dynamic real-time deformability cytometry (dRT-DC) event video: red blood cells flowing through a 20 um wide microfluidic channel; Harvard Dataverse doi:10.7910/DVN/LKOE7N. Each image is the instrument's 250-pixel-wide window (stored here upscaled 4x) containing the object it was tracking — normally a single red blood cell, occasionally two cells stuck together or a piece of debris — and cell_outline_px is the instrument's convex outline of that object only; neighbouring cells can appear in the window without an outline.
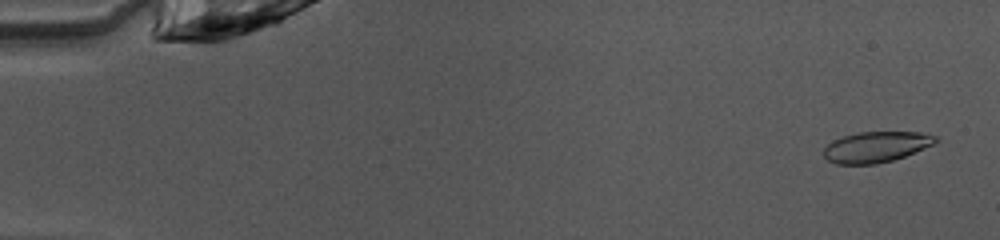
{"species": "common noctule bat (a hibernating species)", "species_latin": "Nyctalus noctula", "temperature_condition": "warm", "stored_images_in_passage": 49, "camera_frame_rate_fps": 3000, "um_per_image_px": 0.085, "animal": {"sex": "female", "body_mass_g": 10.0, "forearm_length_mm": 53.1}, "frame": {"image": 1, "passage_image": 2, "time_ms": 0.333, "image_size_px": [1000, 240], "cell_outline_px": [[940, 140], [932, 144], [904, 156], [892, 160], [876, 164], [836, 164], [828, 160], [824, 156], [824, 148], [832, 140], [844, 136], [860, 132], [920, 132], [936, 136]], "centroid_in_image_um": [74.44, 12.49], "position_along_channel_um": 10.6, "area_um2": 19.83}}
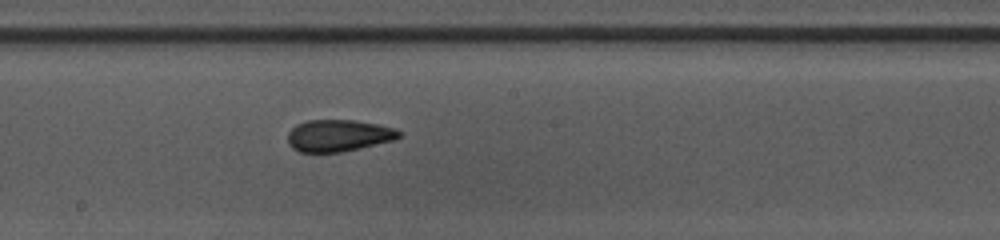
{"frame": {"image": 2, "passage_image": 27, "time_ms": 8.667, "image_size_px": [1000, 240], "cell_outline_px": [[400, 136], [396, 140], [340, 152], [300, 152], [292, 148], [288, 144], [288, 132], [296, 124], [308, 120], [356, 120], [396, 128], [400, 132]], "centroid_in_image_um": [28.76, 11.52], "position_along_channel_um": 219.4, "area_um2": 20.69}}
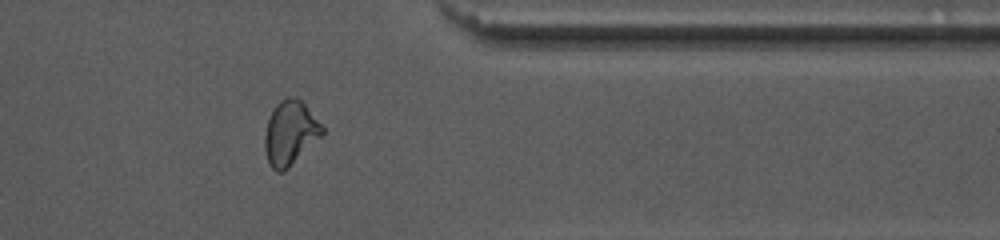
{"frame": {"image": 3, "passage_image": 40, "time_ms": 13.0, "image_size_px": [1000, 240], "cell_outline_px": [[324, 132], [284, 172], [276, 172], [268, 164], [264, 148], [264, 136], [268, 120], [276, 104], [280, 100], [288, 96], [296, 96], [304, 104], [324, 128]], "centroid_in_image_um": [24.62, 11.3], "position_along_channel_um": 386.8, "area_um2": 21.21}, "authors_computed_cell_mechanics": {"area_um2": 21.0392, "velocity_mm_per_s": 4.0643, "shape_relaxation_time_tau1_ms": null, "shape_relaxation_time_tau2_ms": 1.2775, "deformation_change_tau1": null, "deformation_change_tau2": 0.0609}}